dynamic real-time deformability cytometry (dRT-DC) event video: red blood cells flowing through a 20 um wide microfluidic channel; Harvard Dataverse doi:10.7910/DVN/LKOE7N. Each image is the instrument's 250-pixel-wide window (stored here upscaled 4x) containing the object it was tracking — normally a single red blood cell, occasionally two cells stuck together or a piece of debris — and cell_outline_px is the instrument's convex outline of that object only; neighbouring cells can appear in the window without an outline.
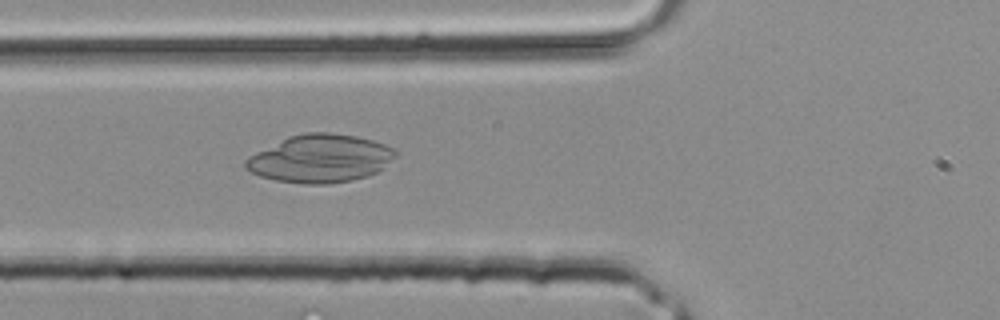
{"species": "common noctule bat (a hibernating species)", "species_latin": "Nyctalus noctula", "temperature_condition": "room temperature", "stored_images_in_passage": 4, "camera_frame_rate_fps": 3000, "um_per_image_px": 0.085, "animal": {"sex": "male", "body_mass_g": 20.4}, "frame": {"image": 1, "passage_image": 4, "time_ms": 1.0, "image_size_px": [1000, 320], "cell_outline_px": [[396, 156], [384, 168], [368, 176], [352, 180], [328, 184], [304, 184], [276, 180], [260, 176], [244, 168], [244, 160], [248, 156], [288, 136], [304, 132], [328, 132], [356, 136], [372, 140], [384, 144], [392, 148], [396, 152]], "centroid_in_image_um": [27.2, 13.48], "position_along_channel_um": 98.6, "area_um2": 41.96}}